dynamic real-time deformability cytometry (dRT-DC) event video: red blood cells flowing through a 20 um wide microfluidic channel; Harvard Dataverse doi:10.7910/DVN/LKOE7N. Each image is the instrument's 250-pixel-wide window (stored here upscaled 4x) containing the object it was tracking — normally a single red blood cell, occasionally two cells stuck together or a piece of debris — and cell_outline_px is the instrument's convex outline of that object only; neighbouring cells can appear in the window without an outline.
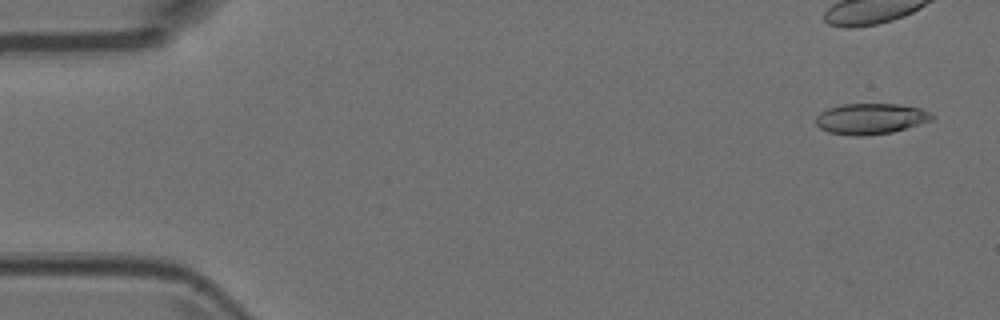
{"species": "Egyptian fruit bat (a non-hibernating species)", "species_latin": "Rousettus aegyptiacus", "temperature_condition": "room temperature", "stored_images_in_passage": 4, "camera_frame_rate_fps": 3000, "um_per_image_px": 0.085, "animal": {"sex": "female"}, "frame": {"image": 1, "passage_image": 1, "time_ms": 0.0, "image_size_px": [1000, 320], "cell_outline_px": [[936, 116], [932, 120], [892, 132], [864, 136], [852, 136], [828, 132], [820, 128], [816, 124], [816, 116], [820, 112], [828, 108], [844, 104], [900, 104], [920, 108], [932, 112]], "centroid_in_image_um": [74.02, 10.09], "position_along_channel_um": 11.0, "area_um2": 20.98}}